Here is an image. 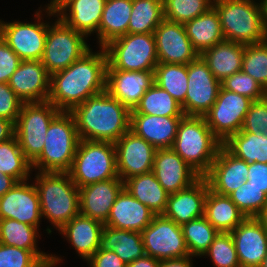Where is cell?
I'll return each instance as SVG.
<instances>
[{
	"instance_id": "cell-34",
	"label": "cell",
	"mask_w": 267,
	"mask_h": 267,
	"mask_svg": "<svg viewBox=\"0 0 267 267\" xmlns=\"http://www.w3.org/2000/svg\"><path fill=\"white\" fill-rule=\"evenodd\" d=\"M204 216L221 233H231L246 217L228 197L208 189Z\"/></svg>"
},
{
	"instance_id": "cell-35",
	"label": "cell",
	"mask_w": 267,
	"mask_h": 267,
	"mask_svg": "<svg viewBox=\"0 0 267 267\" xmlns=\"http://www.w3.org/2000/svg\"><path fill=\"white\" fill-rule=\"evenodd\" d=\"M124 188L138 201L146 205L155 215L166 209L169 194L153 172L137 175L124 181Z\"/></svg>"
},
{
	"instance_id": "cell-17",
	"label": "cell",
	"mask_w": 267,
	"mask_h": 267,
	"mask_svg": "<svg viewBox=\"0 0 267 267\" xmlns=\"http://www.w3.org/2000/svg\"><path fill=\"white\" fill-rule=\"evenodd\" d=\"M153 34L160 63L189 64L199 56L181 23L164 18Z\"/></svg>"
},
{
	"instance_id": "cell-50",
	"label": "cell",
	"mask_w": 267,
	"mask_h": 267,
	"mask_svg": "<svg viewBox=\"0 0 267 267\" xmlns=\"http://www.w3.org/2000/svg\"><path fill=\"white\" fill-rule=\"evenodd\" d=\"M21 59L0 37V83H8Z\"/></svg>"
},
{
	"instance_id": "cell-32",
	"label": "cell",
	"mask_w": 267,
	"mask_h": 267,
	"mask_svg": "<svg viewBox=\"0 0 267 267\" xmlns=\"http://www.w3.org/2000/svg\"><path fill=\"white\" fill-rule=\"evenodd\" d=\"M132 12V0H106L98 29V47L126 35Z\"/></svg>"
},
{
	"instance_id": "cell-53",
	"label": "cell",
	"mask_w": 267,
	"mask_h": 267,
	"mask_svg": "<svg viewBox=\"0 0 267 267\" xmlns=\"http://www.w3.org/2000/svg\"><path fill=\"white\" fill-rule=\"evenodd\" d=\"M15 136V123L0 118V143L5 142Z\"/></svg>"
},
{
	"instance_id": "cell-60",
	"label": "cell",
	"mask_w": 267,
	"mask_h": 267,
	"mask_svg": "<svg viewBox=\"0 0 267 267\" xmlns=\"http://www.w3.org/2000/svg\"><path fill=\"white\" fill-rule=\"evenodd\" d=\"M258 267H267V253H266L262 263Z\"/></svg>"
},
{
	"instance_id": "cell-43",
	"label": "cell",
	"mask_w": 267,
	"mask_h": 267,
	"mask_svg": "<svg viewBox=\"0 0 267 267\" xmlns=\"http://www.w3.org/2000/svg\"><path fill=\"white\" fill-rule=\"evenodd\" d=\"M242 71L267 91V39L264 42L245 45Z\"/></svg>"
},
{
	"instance_id": "cell-48",
	"label": "cell",
	"mask_w": 267,
	"mask_h": 267,
	"mask_svg": "<svg viewBox=\"0 0 267 267\" xmlns=\"http://www.w3.org/2000/svg\"><path fill=\"white\" fill-rule=\"evenodd\" d=\"M240 131L262 133L267 137V96L251 103Z\"/></svg>"
},
{
	"instance_id": "cell-58",
	"label": "cell",
	"mask_w": 267,
	"mask_h": 267,
	"mask_svg": "<svg viewBox=\"0 0 267 267\" xmlns=\"http://www.w3.org/2000/svg\"><path fill=\"white\" fill-rule=\"evenodd\" d=\"M66 0H50L49 3L44 5L45 10L55 11L59 6H61Z\"/></svg>"
},
{
	"instance_id": "cell-30",
	"label": "cell",
	"mask_w": 267,
	"mask_h": 267,
	"mask_svg": "<svg viewBox=\"0 0 267 267\" xmlns=\"http://www.w3.org/2000/svg\"><path fill=\"white\" fill-rule=\"evenodd\" d=\"M244 48V44L223 40L200 56L216 79L222 82L225 78L242 70Z\"/></svg>"
},
{
	"instance_id": "cell-29",
	"label": "cell",
	"mask_w": 267,
	"mask_h": 267,
	"mask_svg": "<svg viewBox=\"0 0 267 267\" xmlns=\"http://www.w3.org/2000/svg\"><path fill=\"white\" fill-rule=\"evenodd\" d=\"M104 224L98 220L76 215L58 232L65 238L83 261H87L97 250Z\"/></svg>"
},
{
	"instance_id": "cell-51",
	"label": "cell",
	"mask_w": 267,
	"mask_h": 267,
	"mask_svg": "<svg viewBox=\"0 0 267 267\" xmlns=\"http://www.w3.org/2000/svg\"><path fill=\"white\" fill-rule=\"evenodd\" d=\"M86 262L88 267H126V264L112 250H97Z\"/></svg>"
},
{
	"instance_id": "cell-27",
	"label": "cell",
	"mask_w": 267,
	"mask_h": 267,
	"mask_svg": "<svg viewBox=\"0 0 267 267\" xmlns=\"http://www.w3.org/2000/svg\"><path fill=\"white\" fill-rule=\"evenodd\" d=\"M155 214L134 198L125 188L118 194L104 226L142 232Z\"/></svg>"
},
{
	"instance_id": "cell-37",
	"label": "cell",
	"mask_w": 267,
	"mask_h": 267,
	"mask_svg": "<svg viewBox=\"0 0 267 267\" xmlns=\"http://www.w3.org/2000/svg\"><path fill=\"white\" fill-rule=\"evenodd\" d=\"M187 64L160 63L154 69V83L166 90L182 106L185 114V97L188 85Z\"/></svg>"
},
{
	"instance_id": "cell-52",
	"label": "cell",
	"mask_w": 267,
	"mask_h": 267,
	"mask_svg": "<svg viewBox=\"0 0 267 267\" xmlns=\"http://www.w3.org/2000/svg\"><path fill=\"white\" fill-rule=\"evenodd\" d=\"M247 181L267 194V163H249Z\"/></svg>"
},
{
	"instance_id": "cell-7",
	"label": "cell",
	"mask_w": 267,
	"mask_h": 267,
	"mask_svg": "<svg viewBox=\"0 0 267 267\" xmlns=\"http://www.w3.org/2000/svg\"><path fill=\"white\" fill-rule=\"evenodd\" d=\"M68 173L78 188L119 178L114 143L80 140Z\"/></svg>"
},
{
	"instance_id": "cell-33",
	"label": "cell",
	"mask_w": 267,
	"mask_h": 267,
	"mask_svg": "<svg viewBox=\"0 0 267 267\" xmlns=\"http://www.w3.org/2000/svg\"><path fill=\"white\" fill-rule=\"evenodd\" d=\"M183 25L186 35L199 55L225 40L219 15L214 7Z\"/></svg>"
},
{
	"instance_id": "cell-22",
	"label": "cell",
	"mask_w": 267,
	"mask_h": 267,
	"mask_svg": "<svg viewBox=\"0 0 267 267\" xmlns=\"http://www.w3.org/2000/svg\"><path fill=\"white\" fill-rule=\"evenodd\" d=\"M154 83V71L106 70V91L130 110Z\"/></svg>"
},
{
	"instance_id": "cell-42",
	"label": "cell",
	"mask_w": 267,
	"mask_h": 267,
	"mask_svg": "<svg viewBox=\"0 0 267 267\" xmlns=\"http://www.w3.org/2000/svg\"><path fill=\"white\" fill-rule=\"evenodd\" d=\"M213 7V0H163L164 18L184 24Z\"/></svg>"
},
{
	"instance_id": "cell-3",
	"label": "cell",
	"mask_w": 267,
	"mask_h": 267,
	"mask_svg": "<svg viewBox=\"0 0 267 267\" xmlns=\"http://www.w3.org/2000/svg\"><path fill=\"white\" fill-rule=\"evenodd\" d=\"M34 177L42 219L59 231L80 213L79 188L68 172L35 171Z\"/></svg>"
},
{
	"instance_id": "cell-59",
	"label": "cell",
	"mask_w": 267,
	"mask_h": 267,
	"mask_svg": "<svg viewBox=\"0 0 267 267\" xmlns=\"http://www.w3.org/2000/svg\"><path fill=\"white\" fill-rule=\"evenodd\" d=\"M261 6L263 10V21H264L265 28L267 30V0L261 3Z\"/></svg>"
},
{
	"instance_id": "cell-8",
	"label": "cell",
	"mask_w": 267,
	"mask_h": 267,
	"mask_svg": "<svg viewBox=\"0 0 267 267\" xmlns=\"http://www.w3.org/2000/svg\"><path fill=\"white\" fill-rule=\"evenodd\" d=\"M103 48L107 54V69L154 71L158 64L153 33H127Z\"/></svg>"
},
{
	"instance_id": "cell-9",
	"label": "cell",
	"mask_w": 267,
	"mask_h": 267,
	"mask_svg": "<svg viewBox=\"0 0 267 267\" xmlns=\"http://www.w3.org/2000/svg\"><path fill=\"white\" fill-rule=\"evenodd\" d=\"M41 7L42 5L35 11L34 22H6L0 19V37L21 60H41L43 57L48 26L51 23L44 21V18L48 17L49 20L57 16L55 11Z\"/></svg>"
},
{
	"instance_id": "cell-54",
	"label": "cell",
	"mask_w": 267,
	"mask_h": 267,
	"mask_svg": "<svg viewBox=\"0 0 267 267\" xmlns=\"http://www.w3.org/2000/svg\"><path fill=\"white\" fill-rule=\"evenodd\" d=\"M193 256H185L168 260H161L160 267H194Z\"/></svg>"
},
{
	"instance_id": "cell-55",
	"label": "cell",
	"mask_w": 267,
	"mask_h": 267,
	"mask_svg": "<svg viewBox=\"0 0 267 267\" xmlns=\"http://www.w3.org/2000/svg\"><path fill=\"white\" fill-rule=\"evenodd\" d=\"M126 267H160V261L151 256L145 255L130 262Z\"/></svg>"
},
{
	"instance_id": "cell-4",
	"label": "cell",
	"mask_w": 267,
	"mask_h": 267,
	"mask_svg": "<svg viewBox=\"0 0 267 267\" xmlns=\"http://www.w3.org/2000/svg\"><path fill=\"white\" fill-rule=\"evenodd\" d=\"M222 145L204 117L184 116L178 125L171 148L201 177H204Z\"/></svg>"
},
{
	"instance_id": "cell-14",
	"label": "cell",
	"mask_w": 267,
	"mask_h": 267,
	"mask_svg": "<svg viewBox=\"0 0 267 267\" xmlns=\"http://www.w3.org/2000/svg\"><path fill=\"white\" fill-rule=\"evenodd\" d=\"M187 75L185 116L203 117L215 103L221 82L200 55L187 64Z\"/></svg>"
},
{
	"instance_id": "cell-40",
	"label": "cell",
	"mask_w": 267,
	"mask_h": 267,
	"mask_svg": "<svg viewBox=\"0 0 267 267\" xmlns=\"http://www.w3.org/2000/svg\"><path fill=\"white\" fill-rule=\"evenodd\" d=\"M0 172L18 182L31 179L33 175L31 162L24 156L16 136L0 143Z\"/></svg>"
},
{
	"instance_id": "cell-46",
	"label": "cell",
	"mask_w": 267,
	"mask_h": 267,
	"mask_svg": "<svg viewBox=\"0 0 267 267\" xmlns=\"http://www.w3.org/2000/svg\"><path fill=\"white\" fill-rule=\"evenodd\" d=\"M221 87L243 95L252 101H259L267 96V91L254 78L242 70L225 78L221 82Z\"/></svg>"
},
{
	"instance_id": "cell-31",
	"label": "cell",
	"mask_w": 267,
	"mask_h": 267,
	"mask_svg": "<svg viewBox=\"0 0 267 267\" xmlns=\"http://www.w3.org/2000/svg\"><path fill=\"white\" fill-rule=\"evenodd\" d=\"M98 250H112L126 265L146 255L141 232L109 226L103 227Z\"/></svg>"
},
{
	"instance_id": "cell-18",
	"label": "cell",
	"mask_w": 267,
	"mask_h": 267,
	"mask_svg": "<svg viewBox=\"0 0 267 267\" xmlns=\"http://www.w3.org/2000/svg\"><path fill=\"white\" fill-rule=\"evenodd\" d=\"M8 83L24 103L48 101L50 74L41 60H21Z\"/></svg>"
},
{
	"instance_id": "cell-19",
	"label": "cell",
	"mask_w": 267,
	"mask_h": 267,
	"mask_svg": "<svg viewBox=\"0 0 267 267\" xmlns=\"http://www.w3.org/2000/svg\"><path fill=\"white\" fill-rule=\"evenodd\" d=\"M248 168L249 163L235 157L222 145L204 177L210 190L228 196L247 181Z\"/></svg>"
},
{
	"instance_id": "cell-38",
	"label": "cell",
	"mask_w": 267,
	"mask_h": 267,
	"mask_svg": "<svg viewBox=\"0 0 267 267\" xmlns=\"http://www.w3.org/2000/svg\"><path fill=\"white\" fill-rule=\"evenodd\" d=\"M136 113L167 116L184 117L182 106L166 90L153 83L146 90L140 102L133 109Z\"/></svg>"
},
{
	"instance_id": "cell-15",
	"label": "cell",
	"mask_w": 267,
	"mask_h": 267,
	"mask_svg": "<svg viewBox=\"0 0 267 267\" xmlns=\"http://www.w3.org/2000/svg\"><path fill=\"white\" fill-rule=\"evenodd\" d=\"M114 145L117 174L123 182L130 177L153 171L157 149L145 139L129 130Z\"/></svg>"
},
{
	"instance_id": "cell-61",
	"label": "cell",
	"mask_w": 267,
	"mask_h": 267,
	"mask_svg": "<svg viewBox=\"0 0 267 267\" xmlns=\"http://www.w3.org/2000/svg\"><path fill=\"white\" fill-rule=\"evenodd\" d=\"M256 1H258V3H263L265 0H256Z\"/></svg>"
},
{
	"instance_id": "cell-2",
	"label": "cell",
	"mask_w": 267,
	"mask_h": 267,
	"mask_svg": "<svg viewBox=\"0 0 267 267\" xmlns=\"http://www.w3.org/2000/svg\"><path fill=\"white\" fill-rule=\"evenodd\" d=\"M130 112L106 90L91 96L71 111L80 140L112 143L130 130Z\"/></svg>"
},
{
	"instance_id": "cell-13",
	"label": "cell",
	"mask_w": 267,
	"mask_h": 267,
	"mask_svg": "<svg viewBox=\"0 0 267 267\" xmlns=\"http://www.w3.org/2000/svg\"><path fill=\"white\" fill-rule=\"evenodd\" d=\"M141 233L146 255L159 261L190 255L181 225L163 215H155Z\"/></svg>"
},
{
	"instance_id": "cell-10",
	"label": "cell",
	"mask_w": 267,
	"mask_h": 267,
	"mask_svg": "<svg viewBox=\"0 0 267 267\" xmlns=\"http://www.w3.org/2000/svg\"><path fill=\"white\" fill-rule=\"evenodd\" d=\"M52 22L51 20L48 26L41 59L50 75L66 69L91 49L85 35L72 29L58 17Z\"/></svg>"
},
{
	"instance_id": "cell-16",
	"label": "cell",
	"mask_w": 267,
	"mask_h": 267,
	"mask_svg": "<svg viewBox=\"0 0 267 267\" xmlns=\"http://www.w3.org/2000/svg\"><path fill=\"white\" fill-rule=\"evenodd\" d=\"M32 179L17 182L0 197V219H14L27 225L41 227L39 195ZM31 183V184H30Z\"/></svg>"
},
{
	"instance_id": "cell-28",
	"label": "cell",
	"mask_w": 267,
	"mask_h": 267,
	"mask_svg": "<svg viewBox=\"0 0 267 267\" xmlns=\"http://www.w3.org/2000/svg\"><path fill=\"white\" fill-rule=\"evenodd\" d=\"M40 228L14 219H0V243L32 251L46 266L64 263L60 255L41 251L38 244Z\"/></svg>"
},
{
	"instance_id": "cell-21",
	"label": "cell",
	"mask_w": 267,
	"mask_h": 267,
	"mask_svg": "<svg viewBox=\"0 0 267 267\" xmlns=\"http://www.w3.org/2000/svg\"><path fill=\"white\" fill-rule=\"evenodd\" d=\"M230 234L240 267H258L267 253V232L261 223L247 217Z\"/></svg>"
},
{
	"instance_id": "cell-47",
	"label": "cell",
	"mask_w": 267,
	"mask_h": 267,
	"mask_svg": "<svg viewBox=\"0 0 267 267\" xmlns=\"http://www.w3.org/2000/svg\"><path fill=\"white\" fill-rule=\"evenodd\" d=\"M0 267H47L32 251L0 243Z\"/></svg>"
},
{
	"instance_id": "cell-36",
	"label": "cell",
	"mask_w": 267,
	"mask_h": 267,
	"mask_svg": "<svg viewBox=\"0 0 267 267\" xmlns=\"http://www.w3.org/2000/svg\"><path fill=\"white\" fill-rule=\"evenodd\" d=\"M223 146L235 157L247 163H267V137L262 133L239 131L231 135Z\"/></svg>"
},
{
	"instance_id": "cell-11",
	"label": "cell",
	"mask_w": 267,
	"mask_h": 267,
	"mask_svg": "<svg viewBox=\"0 0 267 267\" xmlns=\"http://www.w3.org/2000/svg\"><path fill=\"white\" fill-rule=\"evenodd\" d=\"M59 112L49 101L23 103L15 123V136L31 163L43 151L49 125Z\"/></svg>"
},
{
	"instance_id": "cell-44",
	"label": "cell",
	"mask_w": 267,
	"mask_h": 267,
	"mask_svg": "<svg viewBox=\"0 0 267 267\" xmlns=\"http://www.w3.org/2000/svg\"><path fill=\"white\" fill-rule=\"evenodd\" d=\"M228 197L236 204L245 217H256L267 205V194L248 181L234 190Z\"/></svg>"
},
{
	"instance_id": "cell-6",
	"label": "cell",
	"mask_w": 267,
	"mask_h": 267,
	"mask_svg": "<svg viewBox=\"0 0 267 267\" xmlns=\"http://www.w3.org/2000/svg\"><path fill=\"white\" fill-rule=\"evenodd\" d=\"M79 142L74 116L60 111L49 125L43 151L31 163L32 171L68 172Z\"/></svg>"
},
{
	"instance_id": "cell-20",
	"label": "cell",
	"mask_w": 267,
	"mask_h": 267,
	"mask_svg": "<svg viewBox=\"0 0 267 267\" xmlns=\"http://www.w3.org/2000/svg\"><path fill=\"white\" fill-rule=\"evenodd\" d=\"M152 172L169 195L189 187L201 177L172 148L156 150Z\"/></svg>"
},
{
	"instance_id": "cell-57",
	"label": "cell",
	"mask_w": 267,
	"mask_h": 267,
	"mask_svg": "<svg viewBox=\"0 0 267 267\" xmlns=\"http://www.w3.org/2000/svg\"><path fill=\"white\" fill-rule=\"evenodd\" d=\"M262 225L264 230L267 232V205L260 211L255 217Z\"/></svg>"
},
{
	"instance_id": "cell-24",
	"label": "cell",
	"mask_w": 267,
	"mask_h": 267,
	"mask_svg": "<svg viewBox=\"0 0 267 267\" xmlns=\"http://www.w3.org/2000/svg\"><path fill=\"white\" fill-rule=\"evenodd\" d=\"M123 188L124 182L120 178L100 181L79 188L80 214L104 224Z\"/></svg>"
},
{
	"instance_id": "cell-45",
	"label": "cell",
	"mask_w": 267,
	"mask_h": 267,
	"mask_svg": "<svg viewBox=\"0 0 267 267\" xmlns=\"http://www.w3.org/2000/svg\"><path fill=\"white\" fill-rule=\"evenodd\" d=\"M203 256V258L210 257L215 267H240L230 233L219 232Z\"/></svg>"
},
{
	"instance_id": "cell-1",
	"label": "cell",
	"mask_w": 267,
	"mask_h": 267,
	"mask_svg": "<svg viewBox=\"0 0 267 267\" xmlns=\"http://www.w3.org/2000/svg\"><path fill=\"white\" fill-rule=\"evenodd\" d=\"M90 49L66 69L50 75L48 101L71 112L86 99L106 90L107 54L103 47Z\"/></svg>"
},
{
	"instance_id": "cell-12",
	"label": "cell",
	"mask_w": 267,
	"mask_h": 267,
	"mask_svg": "<svg viewBox=\"0 0 267 267\" xmlns=\"http://www.w3.org/2000/svg\"><path fill=\"white\" fill-rule=\"evenodd\" d=\"M252 102L243 95L220 87L215 103L203 117L213 134L224 143L242 129Z\"/></svg>"
},
{
	"instance_id": "cell-23",
	"label": "cell",
	"mask_w": 267,
	"mask_h": 267,
	"mask_svg": "<svg viewBox=\"0 0 267 267\" xmlns=\"http://www.w3.org/2000/svg\"><path fill=\"white\" fill-rule=\"evenodd\" d=\"M208 189L206 178L200 177L189 187L170 194L162 215L179 225L204 216Z\"/></svg>"
},
{
	"instance_id": "cell-26",
	"label": "cell",
	"mask_w": 267,
	"mask_h": 267,
	"mask_svg": "<svg viewBox=\"0 0 267 267\" xmlns=\"http://www.w3.org/2000/svg\"><path fill=\"white\" fill-rule=\"evenodd\" d=\"M106 0H66L56 10V16L69 27L87 38L96 34Z\"/></svg>"
},
{
	"instance_id": "cell-39",
	"label": "cell",
	"mask_w": 267,
	"mask_h": 267,
	"mask_svg": "<svg viewBox=\"0 0 267 267\" xmlns=\"http://www.w3.org/2000/svg\"><path fill=\"white\" fill-rule=\"evenodd\" d=\"M163 19V0H132L128 33H153Z\"/></svg>"
},
{
	"instance_id": "cell-41",
	"label": "cell",
	"mask_w": 267,
	"mask_h": 267,
	"mask_svg": "<svg viewBox=\"0 0 267 267\" xmlns=\"http://www.w3.org/2000/svg\"><path fill=\"white\" fill-rule=\"evenodd\" d=\"M181 228L189 254L196 258H202L219 233L205 216L184 223Z\"/></svg>"
},
{
	"instance_id": "cell-56",
	"label": "cell",
	"mask_w": 267,
	"mask_h": 267,
	"mask_svg": "<svg viewBox=\"0 0 267 267\" xmlns=\"http://www.w3.org/2000/svg\"><path fill=\"white\" fill-rule=\"evenodd\" d=\"M17 182L14 177L0 172V197L7 193Z\"/></svg>"
},
{
	"instance_id": "cell-5",
	"label": "cell",
	"mask_w": 267,
	"mask_h": 267,
	"mask_svg": "<svg viewBox=\"0 0 267 267\" xmlns=\"http://www.w3.org/2000/svg\"><path fill=\"white\" fill-rule=\"evenodd\" d=\"M225 40L251 45L264 42L263 10L255 0H213Z\"/></svg>"
},
{
	"instance_id": "cell-25",
	"label": "cell",
	"mask_w": 267,
	"mask_h": 267,
	"mask_svg": "<svg viewBox=\"0 0 267 267\" xmlns=\"http://www.w3.org/2000/svg\"><path fill=\"white\" fill-rule=\"evenodd\" d=\"M183 117H167L130 112V131L156 149L171 148Z\"/></svg>"
},
{
	"instance_id": "cell-49",
	"label": "cell",
	"mask_w": 267,
	"mask_h": 267,
	"mask_svg": "<svg viewBox=\"0 0 267 267\" xmlns=\"http://www.w3.org/2000/svg\"><path fill=\"white\" fill-rule=\"evenodd\" d=\"M23 103L9 83H0V118L16 123Z\"/></svg>"
}]
</instances>
